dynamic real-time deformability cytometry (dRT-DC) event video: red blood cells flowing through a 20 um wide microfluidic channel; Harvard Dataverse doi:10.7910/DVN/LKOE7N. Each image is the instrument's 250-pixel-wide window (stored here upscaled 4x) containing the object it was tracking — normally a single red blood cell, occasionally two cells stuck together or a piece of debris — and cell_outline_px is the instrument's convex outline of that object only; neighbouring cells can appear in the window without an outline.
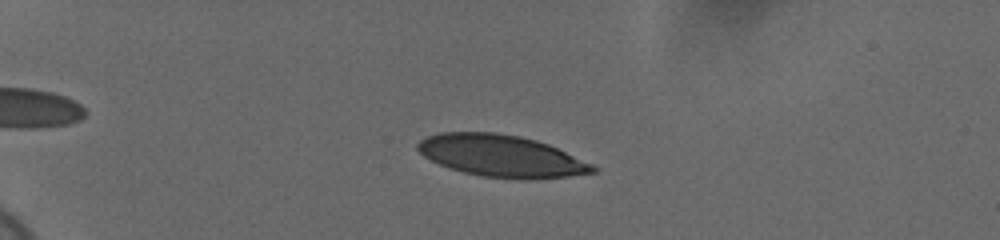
{"species": "human", "species_latin": "Homo sapiens", "temperature_condition": "cold", "stored_images_in_passage": 57, "camera_frame_rate_fps": 3000, "um_per_image_px": 0.085, "donor": {"sex": "female"}, "frame": {"image": 1, "passage_image": 15, "time_ms": 4.667, "image_size_px": [1000, 240], "cell_outline_px": [[600, 168], [596, 172], [568, 176], [524, 180], [484, 176], [464, 172], [448, 168], [424, 156], [416, 148], [416, 144], [420, 140], [428, 136], [440, 132], [496, 132], [520, 136], [536, 140], [548, 144], [596, 164]], "centroid_in_image_um": [42.67, 13.25], "position_along_channel_um": 42.3, "area_um2": 43.0}}
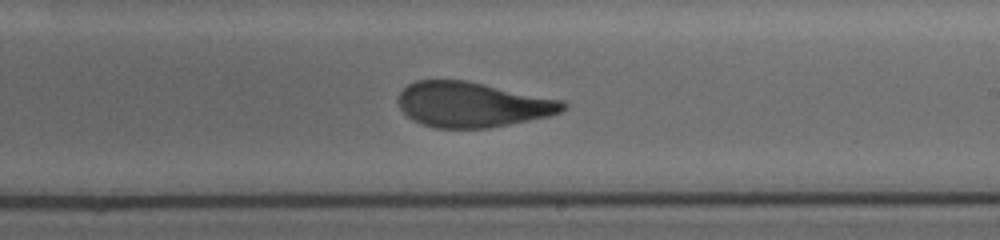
{"frame": {"image": 2, "passage_image": 37, "time_ms": 12.0, "image_size_px": [1000, 240], "cell_outline_px": [[568, 108], [552, 116], [488, 128], [436, 128], [412, 120], [400, 108], [396, 100], [400, 92], [408, 84], [416, 80], [468, 80], [564, 100], [568, 104]], "centroid_in_image_um": [40.19, 8.88], "position_along_channel_um": 248.8, "area_um2": 43.81}}
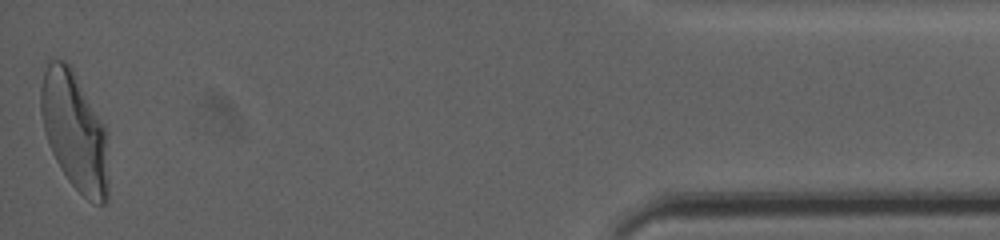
{"frame": {"image": 3, "passage_image": 57, "time_ms": 18.667, "image_size_px": [1000, 240], "cell_outline_px": [[108, 200], [104, 204], [96, 204], [88, 200], [68, 180], [60, 168], [52, 152], [44, 132], [40, 112], [40, 88], [44, 72], [48, 64], [52, 60], [64, 60], [72, 68], [104, 124], [108, 132]], "centroid_in_image_um": [6.36, 11.18], "position_along_channel_um": 428.8, "area_um2": 46.93}, "authors_computed_cell_mechanics": {"area_um2": 43.5812, "velocity_mm_per_s": 3.6805, "shape_relaxation_time_tau1_ms": 6.0918, "shape_relaxation_time_tau2_ms": 1.2298, "deformation_change_tau1": 0.2082, "deformation_change_tau2": 0.0835}}